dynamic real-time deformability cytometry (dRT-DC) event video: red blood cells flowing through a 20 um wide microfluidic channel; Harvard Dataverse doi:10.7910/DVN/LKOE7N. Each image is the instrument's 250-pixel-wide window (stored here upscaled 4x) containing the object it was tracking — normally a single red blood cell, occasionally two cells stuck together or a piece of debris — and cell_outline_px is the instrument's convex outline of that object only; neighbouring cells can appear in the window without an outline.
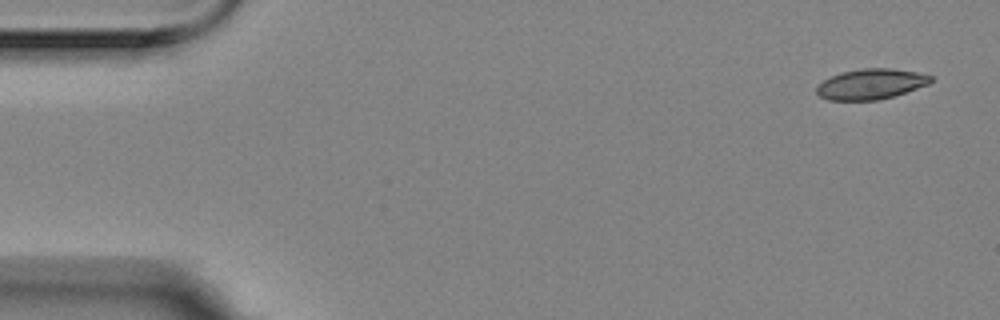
{"species": "Egyptian fruit bat (a non-hibernating species)", "species_latin": "Rousettus aegyptiacus", "temperature_condition": "room temperature", "stored_images_in_passage": 4, "camera_frame_rate_fps": 3000, "um_per_image_px": 0.085, "animal": {"sex": "female"}, "frame": {"image": 1, "passage_image": 1, "time_ms": 0.0, "image_size_px": [1000, 320], "cell_outline_px": [[932, 80], [928, 84], [892, 96], [876, 100], [828, 100], [820, 96], [816, 92], [816, 88], [824, 80], [840, 72], [864, 68], [892, 68], [916, 72], [932, 76]], "centroid_in_image_um": [74.0, 7.14], "position_along_channel_um": 11.0, "area_um2": 19.94}}